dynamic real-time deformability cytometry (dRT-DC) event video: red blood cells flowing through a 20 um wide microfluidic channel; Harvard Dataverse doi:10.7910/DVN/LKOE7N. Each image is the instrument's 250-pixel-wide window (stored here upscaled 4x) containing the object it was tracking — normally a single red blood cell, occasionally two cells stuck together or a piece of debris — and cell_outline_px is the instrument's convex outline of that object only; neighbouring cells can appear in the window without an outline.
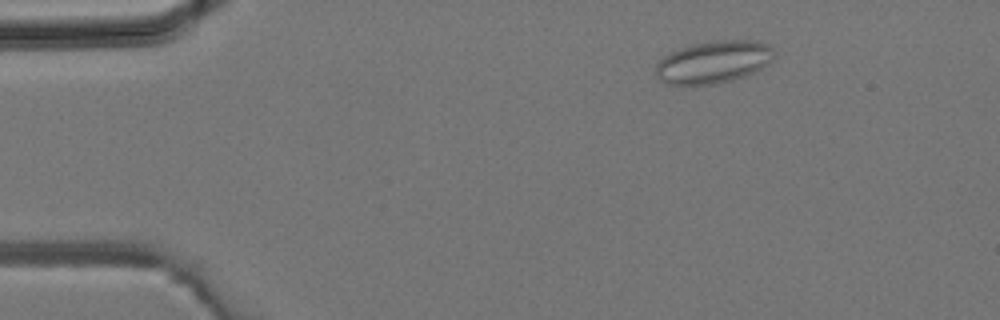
{"species": "common noctule bat (a hibernating species)", "species_latin": "Nyctalus noctula", "temperature_condition": "room temperature", "stored_images_in_passage": 3, "camera_frame_rate_fps": 3000, "um_per_image_px": 0.085, "animal": {"sex": "male", "body_mass_g": 19.2, "forearm_length_mm": 51.8}, "frame": {"image": 1, "passage_image": 2, "time_ms": 0.333, "image_size_px": [1000, 320], "cell_outline_px": [[776, 56], [768, 64], [744, 76], [732, 80], [716, 84], [664, 84], [660, 80], [656, 72], [656, 64], [664, 56], [680, 48], [696, 44], [716, 40], [756, 40], [768, 44], [776, 48]], "centroid_in_image_um": [60.7, 5.26], "position_along_channel_um": 24.3, "area_um2": 29.25}}